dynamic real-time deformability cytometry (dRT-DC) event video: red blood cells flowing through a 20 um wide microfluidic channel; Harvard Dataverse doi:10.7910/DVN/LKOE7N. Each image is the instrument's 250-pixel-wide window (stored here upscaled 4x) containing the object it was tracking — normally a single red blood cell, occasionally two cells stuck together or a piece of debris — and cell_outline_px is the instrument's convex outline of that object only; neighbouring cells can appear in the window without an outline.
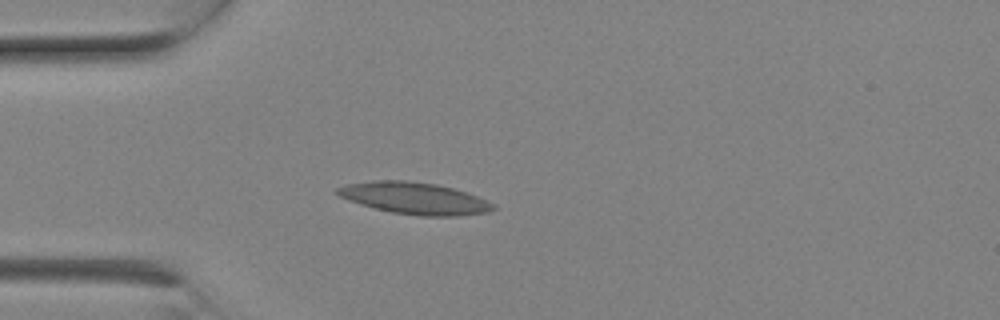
{"species": "Egyptian fruit bat (a non-hibernating species)", "species_latin": "Rousettus aegyptiacus", "temperature_condition": "room temperature", "stored_images_in_passage": 9, "camera_frame_rate_fps": 3000, "um_per_image_px": 0.085, "animal": {"sex": "female"}, "frame": {"image": 1, "passage_image": 6, "time_ms": 1.667, "image_size_px": [1000, 320], "cell_outline_px": [[496, 208], [488, 212], [460, 216], [420, 216], [392, 212], [360, 204], [348, 200], [340, 196], [336, 192], [336, 188], [344, 184], [372, 180], [408, 180], [436, 184], [468, 192], [496, 204]], "centroid_in_image_um": [35.25, 16.84], "position_along_channel_um": 49.7, "area_um2": 29.07}}
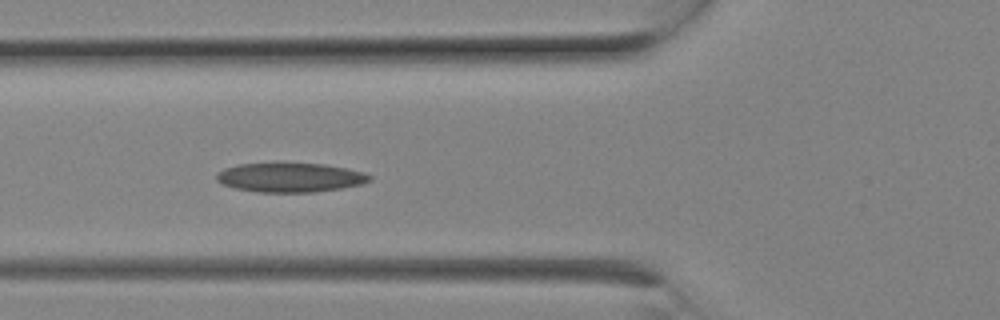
{"frame": {"image": 2, "passage_image": 8, "time_ms": 2.333, "image_size_px": [1000, 320], "cell_outline_px": [[372, 180], [364, 184], [316, 192], [256, 192], [236, 188], [224, 184], [216, 180], [216, 172], [224, 168], [236, 164], [280, 160], [284, 160], [324, 164], [348, 168], [364, 172], [372, 176]], "centroid_in_image_um": [24.65, 15.03], "position_along_channel_um": 101.1, "area_um2": 27.4}}
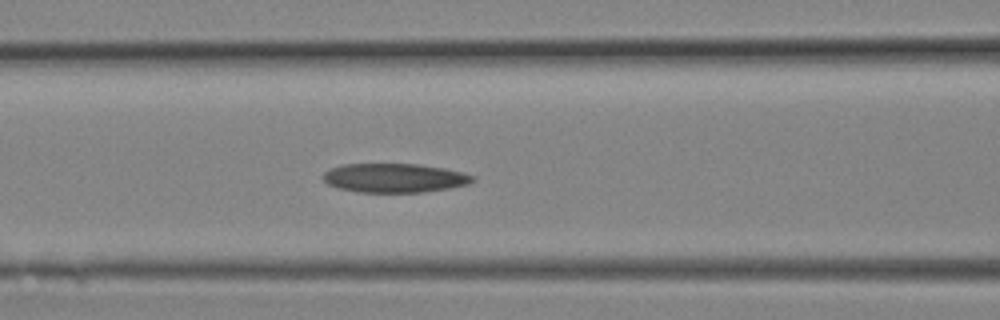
{"frame": {"image": 3, "passage_image": 9, "time_ms": 2.667, "image_size_px": [1000, 320], "cell_outline_px": [[476, 180], [468, 184], [448, 188], [420, 192], [356, 192], [340, 188], [328, 184], [324, 180], [324, 172], [340, 164], [420, 164], [444, 168], [464, 172], [476, 176]], "centroid_in_image_um": [33.57, 15.12], "position_along_channel_um": 133.0, "area_um2": 25.32}}